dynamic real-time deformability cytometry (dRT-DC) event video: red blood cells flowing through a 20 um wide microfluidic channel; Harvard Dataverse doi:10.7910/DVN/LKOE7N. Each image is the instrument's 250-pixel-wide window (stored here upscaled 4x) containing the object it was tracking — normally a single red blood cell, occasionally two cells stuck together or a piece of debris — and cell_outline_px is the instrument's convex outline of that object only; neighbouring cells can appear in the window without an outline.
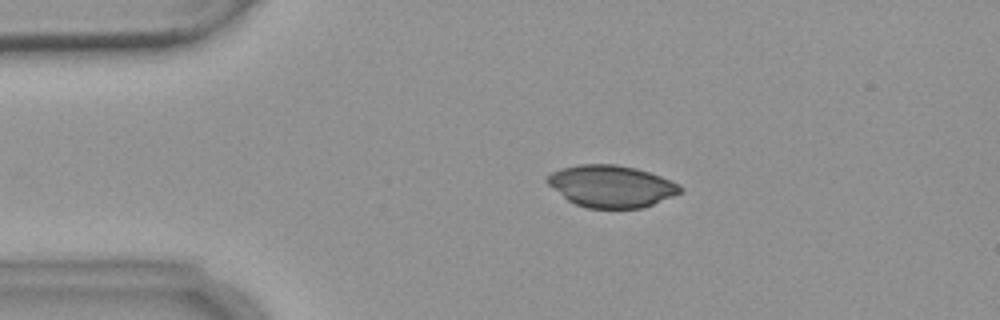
{"species": "common noctule bat (a hibernating species)", "species_latin": "Nyctalus noctula", "temperature_condition": "warm", "stored_images_in_passage": 5, "camera_frame_rate_fps": 3000, "um_per_image_px": 0.085, "animal": {"sex": "female", "body_mass_g": 18.4}, "frame": {"image": 1, "passage_image": 4, "time_ms": 3.333, "image_size_px": [1000, 320], "cell_outline_px": [[680, 192], [672, 196], [644, 208], [588, 208], [576, 204], [568, 200], [548, 184], [544, 180], [552, 172], [560, 168], [580, 164], [616, 164], [636, 168], [660, 176], [676, 184], [680, 188]], "centroid_in_image_um": [51.91, 15.82], "position_along_channel_um": 33.1, "area_um2": 32.14}}